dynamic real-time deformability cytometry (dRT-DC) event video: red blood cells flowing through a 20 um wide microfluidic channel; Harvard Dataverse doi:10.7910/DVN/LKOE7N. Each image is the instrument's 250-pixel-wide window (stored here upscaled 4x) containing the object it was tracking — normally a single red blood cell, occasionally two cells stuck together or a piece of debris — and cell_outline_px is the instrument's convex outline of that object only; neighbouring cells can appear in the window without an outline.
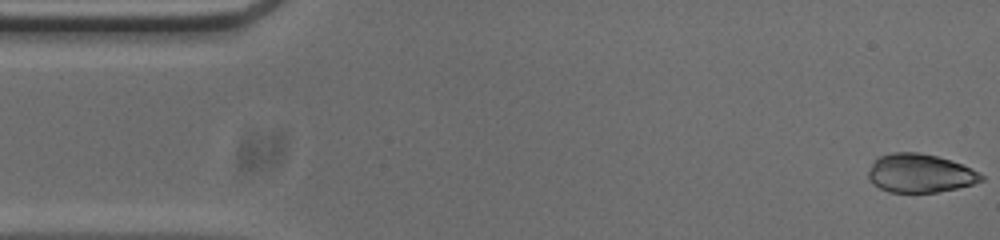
{"species": "common noctule bat (a hibernating species)", "species_latin": "Nyctalus noctula", "temperature_condition": "cold", "stored_images_in_passage": 52, "camera_frame_rate_fps": 3000, "um_per_image_px": 0.085, "animal": {"sex": "male", "body_mass_g": 20.0, "forearm_length_mm": 53.3}, "frame": {"image": 1, "passage_image": 1, "time_ms": 0.0, "image_size_px": [1000, 240], "cell_outline_px": [[984, 180], [972, 184], [956, 188], [936, 192], [888, 192], [872, 184], [868, 180], [868, 172], [872, 164], [880, 156], [892, 152], [920, 152], [936, 156], [960, 164], [980, 172], [984, 176]], "centroid_in_image_um": [78.18, 14.73], "position_along_channel_um": 6.8, "area_um2": 25.26}}
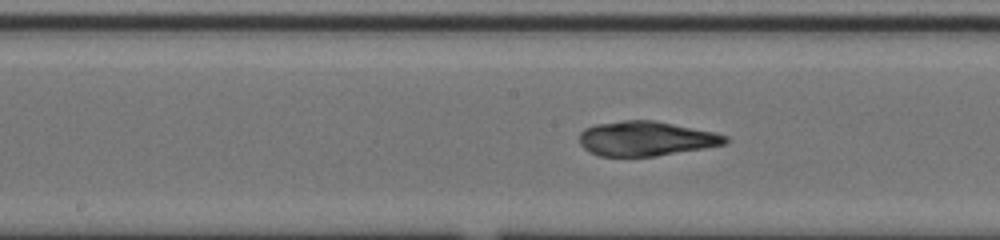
{"frame": {"image": 2, "passage_image": 25, "time_ms": 8.0, "image_size_px": [1000, 240], "cell_outline_px": [[732, 140], [724, 144], [704, 148], [656, 156], [600, 156], [588, 152], [580, 144], [580, 132], [584, 128], [596, 124], [624, 120], [652, 120], [712, 132], [728, 136]], "centroid_in_image_um": [54.88, 11.79], "position_along_channel_um": 193.3, "area_um2": 29.3}}
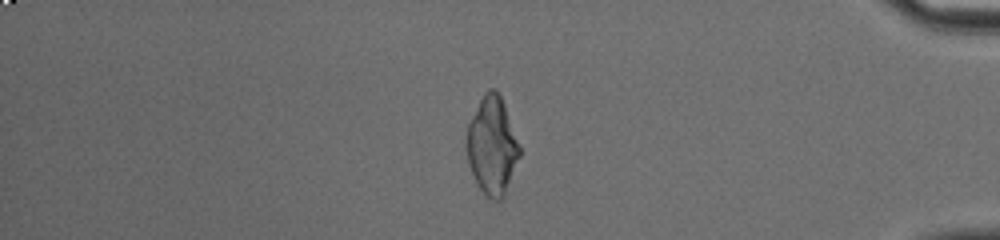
{"frame": {"image": 3, "passage_image": 44, "time_ms": 14.333, "image_size_px": [1000, 240], "cell_outline_px": [[520, 156], [504, 196], [500, 200], [492, 200], [476, 184], [468, 164], [464, 144], [464, 140], [468, 124], [484, 92], [488, 88], [496, 88], [504, 104], [520, 148]], "centroid_in_image_um": [41.79, 12.39], "position_along_channel_um": 393.4, "area_um2": 30.23}, "authors_computed_cell_mechanics": {"area_um2": 29.5069, "velocity_mm_per_s": 3.7885, "shape_relaxation_time_tau1_ms": 8.4045, "shape_relaxation_time_tau2_ms": 1.4538, "deformation_change_tau1": 0.3106, "deformation_change_tau2": 0.0733}}